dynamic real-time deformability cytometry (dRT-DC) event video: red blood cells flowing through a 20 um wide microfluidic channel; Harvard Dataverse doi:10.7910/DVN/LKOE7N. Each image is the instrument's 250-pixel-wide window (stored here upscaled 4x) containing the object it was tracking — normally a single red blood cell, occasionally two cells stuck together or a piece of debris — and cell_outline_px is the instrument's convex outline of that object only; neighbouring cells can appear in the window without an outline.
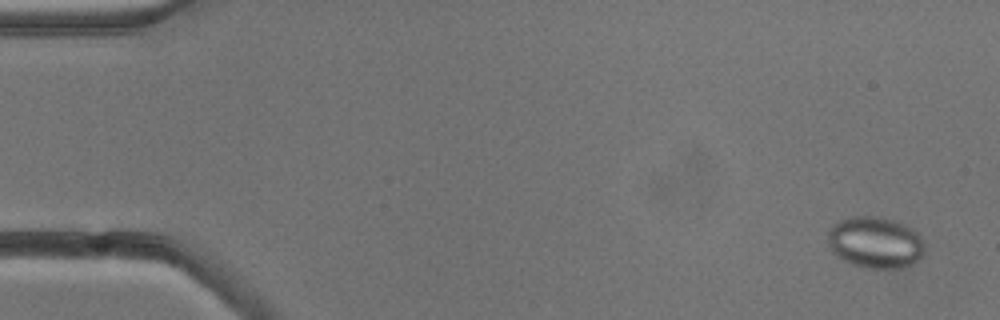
{"species": "common noctule bat (a hibernating species)", "species_latin": "Nyctalus noctula", "temperature_condition": "cold", "stored_images_in_passage": 5, "camera_frame_rate_fps": 3000, "um_per_image_px": 0.085, "animal": {"sex": "male", "body_mass_g": 13.3}, "frame": {"image": 1, "passage_image": 1, "time_ms": 0.0, "image_size_px": [1000, 320], "cell_outline_px": [[924, 256], [912, 264], [904, 268], [868, 268], [852, 264], [836, 256], [828, 248], [828, 232], [832, 224], [840, 220], [852, 216], [884, 216], [896, 220], [912, 228], [920, 236], [924, 244]], "centroid_in_image_um": [74.4, 20.6], "position_along_channel_um": 10.6, "area_um2": 29.59}}
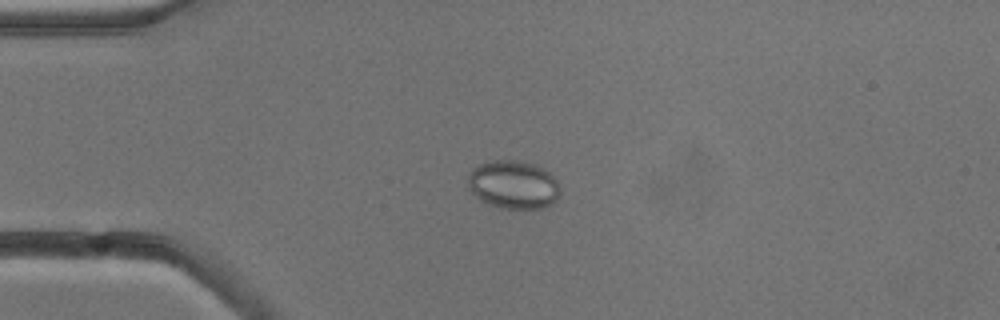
{"frame": {"image": 2, "passage_image": 4, "time_ms": 3.667, "image_size_px": [1000, 320], "cell_outline_px": [[560, 192], [556, 200], [552, 204], [544, 208], [500, 208], [488, 204], [480, 200], [468, 188], [468, 176], [472, 168], [480, 164], [492, 160], [520, 160], [536, 164], [544, 168], [556, 180]], "centroid_in_image_um": [43.63, 15.69], "position_along_channel_um": 41.4, "area_um2": 26.13}}